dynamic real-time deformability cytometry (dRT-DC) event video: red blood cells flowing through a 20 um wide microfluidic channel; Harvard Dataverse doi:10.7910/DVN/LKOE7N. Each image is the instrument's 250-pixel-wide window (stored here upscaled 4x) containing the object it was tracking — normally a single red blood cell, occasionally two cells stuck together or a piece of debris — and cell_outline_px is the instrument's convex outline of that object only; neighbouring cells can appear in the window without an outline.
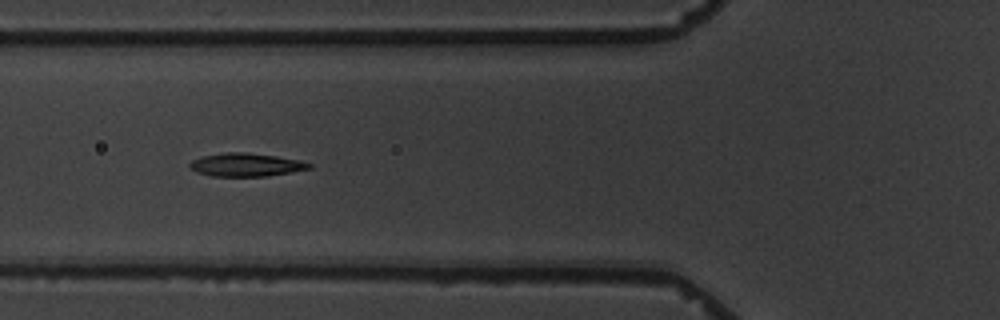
{"species": "common noctule bat (a hibernating species)", "species_latin": "Nyctalus noctula", "temperature_condition": "warm", "stored_images_in_passage": 6, "camera_frame_rate_fps": 3000, "um_per_image_px": 0.085, "animal": {"sex": "male", "body_mass_g": 19.5, "forearm_length_mm": 54.6}, "frame": {"image": 1, "passage_image": 5, "time_ms": 6.333, "image_size_px": [1000, 320], "cell_outline_px": [[312, 168], [268, 176], [212, 176], [196, 172], [188, 164], [192, 160], [200, 156], [228, 152], [248, 152], [276, 156], [300, 160], [312, 164]], "centroid_in_image_um": [20.91, 14.0], "position_along_channel_um": 104.9, "area_um2": 16.18}}
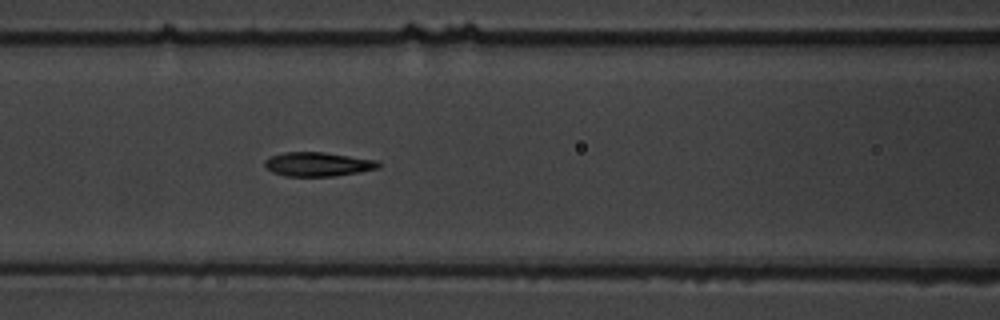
{"frame": {"image": 2, "passage_image": 6, "time_ms": 7.333, "image_size_px": [1000, 320], "cell_outline_px": [[380, 168], [360, 172], [336, 176], [284, 176], [272, 172], [264, 164], [264, 160], [272, 156], [284, 152], [324, 152], [380, 160]], "centroid_in_image_um": [27.07, 13.96], "position_along_channel_um": 139.5, "area_um2": 16.13}}